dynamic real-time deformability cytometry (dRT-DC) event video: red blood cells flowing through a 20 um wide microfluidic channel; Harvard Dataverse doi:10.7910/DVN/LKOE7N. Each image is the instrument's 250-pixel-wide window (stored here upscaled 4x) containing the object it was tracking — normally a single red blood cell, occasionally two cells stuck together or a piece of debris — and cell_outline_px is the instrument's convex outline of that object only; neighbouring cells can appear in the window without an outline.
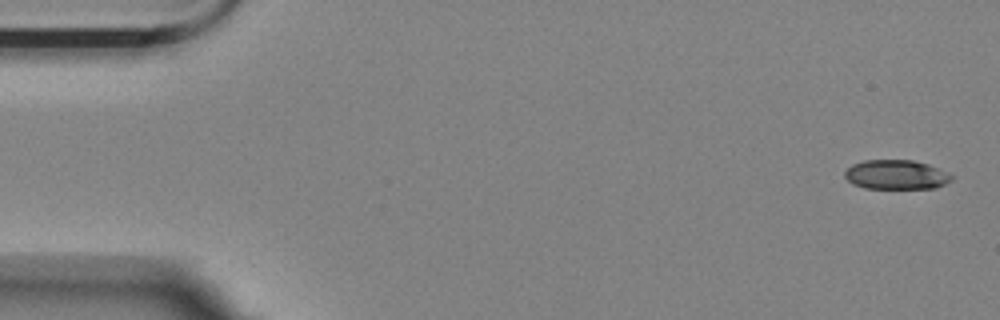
{"species": "Egyptian fruit bat (a non-hibernating species)", "species_latin": "Rousettus aegyptiacus", "temperature_condition": "room temperature", "stored_images_in_passage": 5, "camera_frame_rate_fps": 3000, "um_per_image_px": 0.085, "animal": {"sex": "female"}, "frame": {"image": 1, "passage_image": 1, "time_ms": 0.0, "image_size_px": [1000, 320], "cell_outline_px": [[952, 180], [936, 188], [864, 188], [852, 184], [844, 176], [844, 172], [852, 164], [864, 160], [912, 160], [928, 164], [952, 176]], "centroid_in_image_um": [76.12, 14.85], "position_along_channel_um": 8.9, "area_um2": 18.15}}
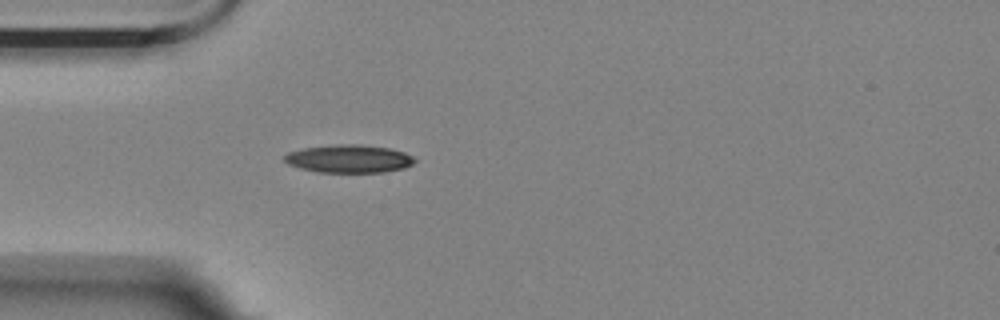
{"frame": {"image": 2, "passage_image": 5, "time_ms": 1.333, "image_size_px": [1000, 320], "cell_outline_px": [[416, 160], [412, 164], [404, 168], [384, 172], [320, 172], [300, 168], [288, 164], [284, 160], [284, 156], [288, 152], [304, 148], [340, 144], [360, 144], [392, 148], [404, 152], [412, 156]], "centroid_in_image_um": [29.68, 13.49], "position_along_channel_um": 55.3, "area_um2": 21.21}}